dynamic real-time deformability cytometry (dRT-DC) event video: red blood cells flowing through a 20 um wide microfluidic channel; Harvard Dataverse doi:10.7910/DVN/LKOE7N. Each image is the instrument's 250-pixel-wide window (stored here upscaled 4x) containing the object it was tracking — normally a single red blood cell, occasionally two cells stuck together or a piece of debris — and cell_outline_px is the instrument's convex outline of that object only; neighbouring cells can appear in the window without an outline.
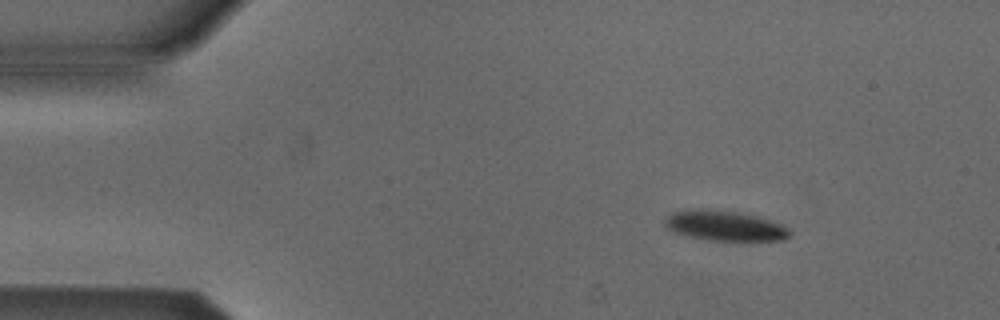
{"species": "Egyptian fruit bat (a non-hibernating species)", "species_latin": "Rousettus aegyptiacus", "temperature_condition": "cold", "stored_images_in_passage": 3, "camera_frame_rate_fps": 3000, "um_per_image_px": 0.085, "animal": {"sex": "male"}, "frame": {"image": 1, "passage_image": 1, "time_ms": 0.0, "image_size_px": [1000, 320], "cell_outline_px": [[792, 232], [784, 240], [712, 240], [688, 236], [676, 232], [668, 228], [664, 224], [664, 220], [672, 212], [700, 208], [740, 212], [756, 216], [780, 224]], "centroid_in_image_um": [61.58, 19.18], "position_along_channel_um": 23.4, "area_um2": 21.56}}